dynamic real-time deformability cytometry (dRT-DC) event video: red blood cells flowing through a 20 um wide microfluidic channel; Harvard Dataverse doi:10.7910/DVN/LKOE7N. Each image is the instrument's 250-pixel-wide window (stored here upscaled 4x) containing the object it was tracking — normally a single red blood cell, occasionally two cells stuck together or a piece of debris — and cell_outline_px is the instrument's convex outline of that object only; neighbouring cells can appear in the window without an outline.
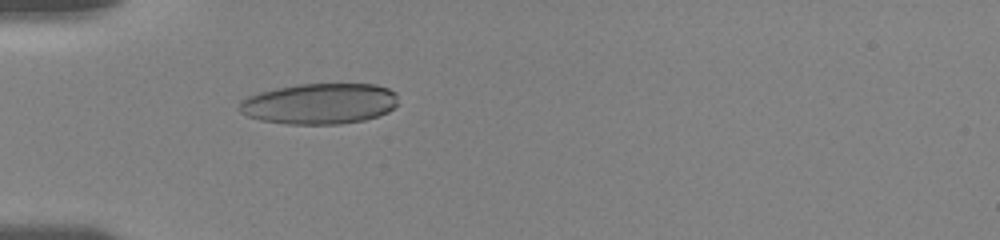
{"species": "human", "species_latin": "Homo sapiens", "temperature_condition": "room temperature", "stored_images_in_passage": 47, "camera_frame_rate_fps": 3000, "um_per_image_px": 0.085, "donor": {"sex": "female"}, "frame": {"image": 1, "passage_image": 16, "time_ms": 5.667, "image_size_px": [1000, 240], "cell_outline_px": [[396, 104], [388, 112], [364, 120], [340, 124], [288, 124], [260, 120], [248, 116], [240, 112], [240, 100], [248, 96], [260, 92], [276, 88], [296, 84], [376, 84], [388, 88], [396, 92]], "centroid_in_image_um": [27.15, 8.81], "position_along_channel_um": 57.8, "area_um2": 37.74}}
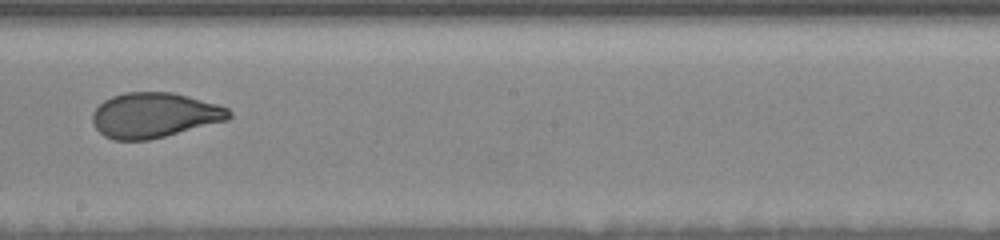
{"frame": {"image": 2, "passage_image": 26, "time_ms": 10.667, "image_size_px": [1000, 240], "cell_outline_px": [[232, 116], [228, 120], [148, 140], [112, 140], [104, 136], [96, 128], [92, 120], [92, 112], [104, 100], [112, 96], [124, 92], [172, 92], [188, 96], [216, 104], [228, 108], [232, 112]], "centroid_in_image_um": [13.1, 9.79], "position_along_channel_um": 235.1, "area_um2": 35.78}}
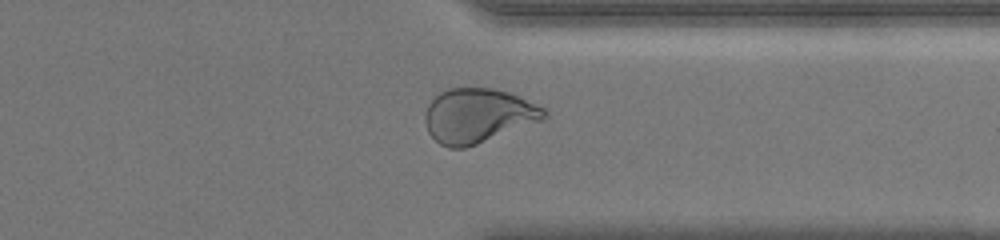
{"frame": {"image": 3, "passage_image": 36, "time_ms": 14.333, "image_size_px": [1000, 240], "cell_outline_px": [[548, 116], [544, 120], [476, 144], [464, 148], [448, 148], [440, 144], [428, 132], [424, 120], [424, 116], [428, 104], [440, 92], [448, 88], [492, 88], [508, 92], [544, 108], [548, 112]], "centroid_in_image_um": [40.62, 9.83], "position_along_channel_um": 370.8, "area_um2": 37.63}, "authors_computed_cell_mechanics": {"area_um2": 37.6278, "velocity_mm_per_s": 3.72, "shape_relaxation_time_tau1_ms": 5.4925, "shape_relaxation_time_tau2_ms": 1.0547, "deformation_change_tau1": 0.1665, "deformation_change_tau2": 0.0618}}